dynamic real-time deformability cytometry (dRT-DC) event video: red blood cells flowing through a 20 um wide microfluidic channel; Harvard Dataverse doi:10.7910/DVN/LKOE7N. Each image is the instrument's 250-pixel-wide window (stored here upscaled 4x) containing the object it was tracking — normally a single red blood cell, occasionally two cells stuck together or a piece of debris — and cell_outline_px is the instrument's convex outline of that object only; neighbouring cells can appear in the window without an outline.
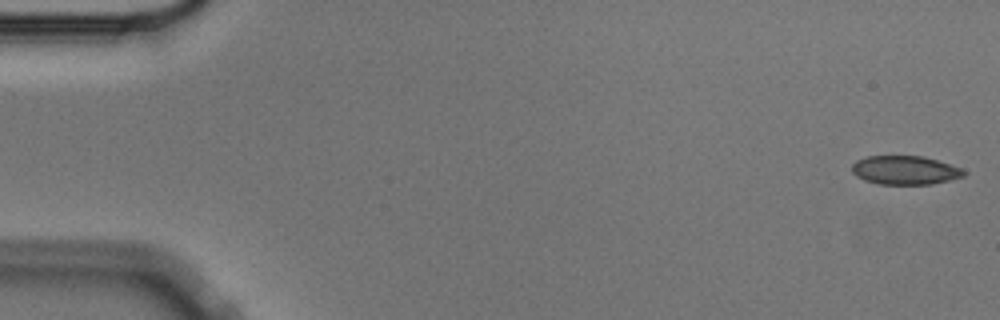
{"species": "Egyptian fruit bat (a non-hibernating species)", "species_latin": "Rousettus aegyptiacus", "temperature_condition": "cold", "stored_images_in_passage": 55, "camera_frame_rate_fps": 3000, "um_per_image_px": 0.085, "animal": {"sex": "male"}, "frame": {"image": 1, "passage_image": 1, "time_ms": 0.0, "image_size_px": [1000, 320], "cell_outline_px": [[968, 172], [964, 176], [932, 184], [880, 184], [864, 180], [856, 176], [852, 172], [852, 164], [856, 160], [868, 156], [924, 156], [960, 168]], "centroid_in_image_um": [76.9, 14.46], "position_along_channel_um": 8.1, "area_um2": 18.67}}
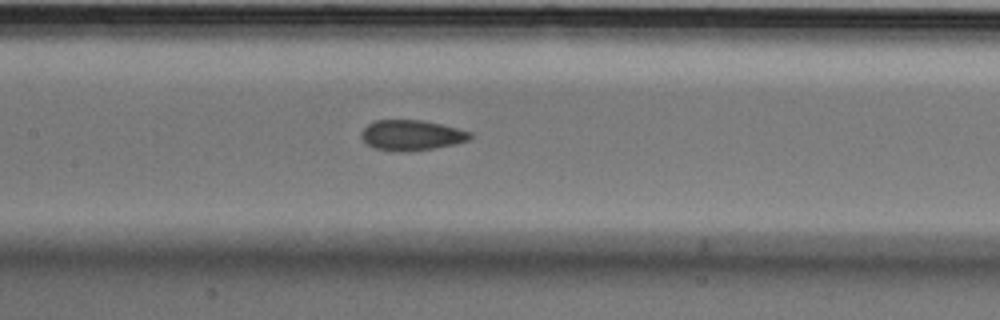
{"frame": {"image": 2, "passage_image": 26, "time_ms": 8.333, "image_size_px": [1000, 320], "cell_outline_px": [[472, 136], [468, 140], [456, 144], [436, 148], [408, 152], [400, 152], [372, 148], [360, 136], [360, 132], [372, 120], [424, 120], [472, 132]], "centroid_in_image_um": [34.96, 11.5], "position_along_channel_um": 172.4, "area_um2": 19.48}}
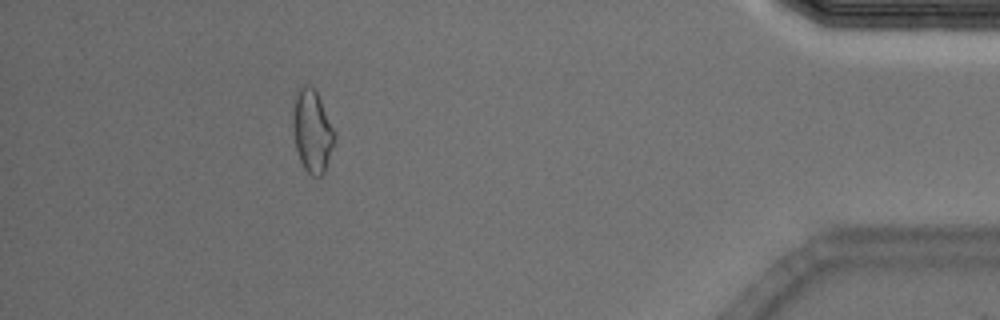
{"frame": {"image": 3, "passage_image": 50, "time_ms": 16.333, "image_size_px": [1000, 320], "cell_outline_px": [[336, 136], [324, 172], [320, 176], [312, 176], [304, 168], [300, 160], [296, 148], [292, 128], [292, 116], [296, 88], [300, 84], [308, 84], [316, 88], [336, 132]], "centroid_in_image_um": [26.53, 11.04], "position_along_channel_um": 408.7, "area_um2": 20.52}, "authors_computed_cell_mechanics": {"area_um2": 19.5942, "velocity_mm_per_s": 3.5974, "shape_relaxation_time_tau1_ms": 10.8868, "shape_relaxation_time_tau2_ms": 3.2747, "deformation_change_tau1": 0.1414, "deformation_change_tau2": 0.0745}}